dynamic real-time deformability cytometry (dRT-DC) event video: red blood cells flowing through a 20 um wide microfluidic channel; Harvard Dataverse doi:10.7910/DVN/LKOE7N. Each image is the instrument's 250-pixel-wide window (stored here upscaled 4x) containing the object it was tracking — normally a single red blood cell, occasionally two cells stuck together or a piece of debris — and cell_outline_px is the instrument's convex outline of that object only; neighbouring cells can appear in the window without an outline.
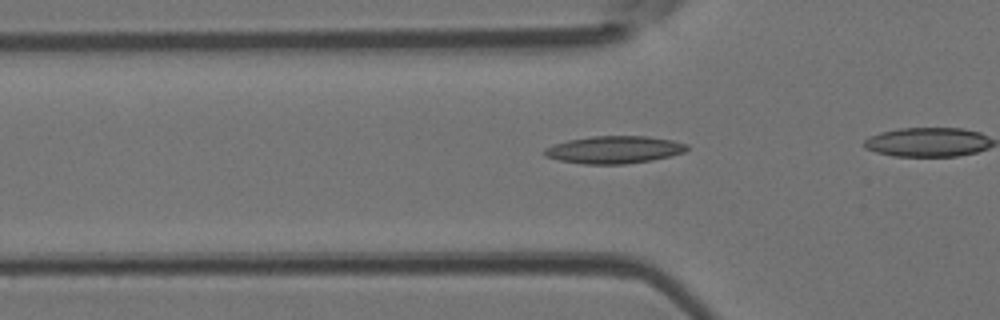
{"species": "Egyptian fruit bat (a non-hibernating species)", "species_latin": "Rousettus aegyptiacus", "temperature_condition": "room temperature", "stored_images_in_passage": 24, "camera_frame_rate_fps": 3000, "um_per_image_px": 0.085, "animal": {"sex": "female"}, "frame": {"image": 1, "passage_image": 2, "time_ms": 0.333, "image_size_px": [1000, 320], "cell_outline_px": [[688, 148], [684, 152], [652, 160], [624, 164], [584, 164], [560, 160], [544, 156], [544, 148], [552, 144], [568, 140], [592, 136], [648, 136], [672, 140], [688, 144]], "centroid_in_image_um": [52.18, 12.72], "position_along_channel_um": 73.6, "area_um2": 22.77}}
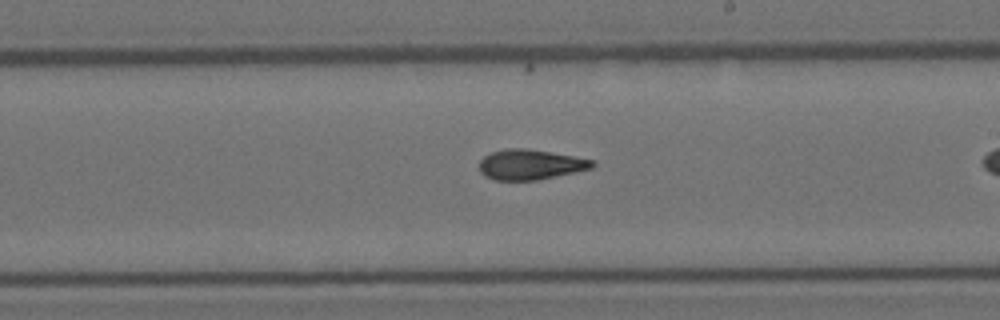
{"frame": {"image": 2, "passage_image": 14, "time_ms": 4.333, "image_size_px": [1000, 320], "cell_outline_px": [[596, 164], [592, 168], [576, 172], [536, 180], [492, 180], [484, 176], [480, 172], [480, 160], [484, 156], [492, 152], [508, 148], [524, 148], [596, 160]], "centroid_in_image_um": [45.08, 14.0], "position_along_channel_um": 243.9, "area_um2": 19.83}}
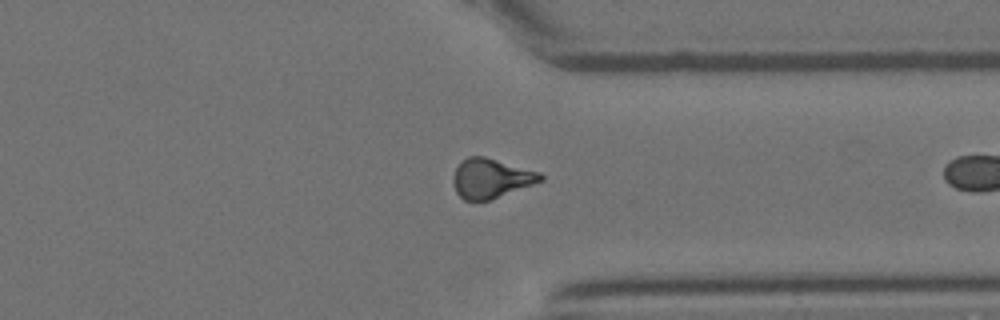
{"frame": {"image": 3, "passage_image": 23, "time_ms": 7.333, "image_size_px": [1000, 320], "cell_outline_px": [[544, 180], [488, 200], [464, 200], [456, 192], [452, 180], [452, 176], [456, 168], [468, 156], [484, 156], [540, 172], [544, 176]], "centroid_in_image_um": [41.72, 15.15], "position_along_channel_um": 369.7, "area_um2": 19.83}}